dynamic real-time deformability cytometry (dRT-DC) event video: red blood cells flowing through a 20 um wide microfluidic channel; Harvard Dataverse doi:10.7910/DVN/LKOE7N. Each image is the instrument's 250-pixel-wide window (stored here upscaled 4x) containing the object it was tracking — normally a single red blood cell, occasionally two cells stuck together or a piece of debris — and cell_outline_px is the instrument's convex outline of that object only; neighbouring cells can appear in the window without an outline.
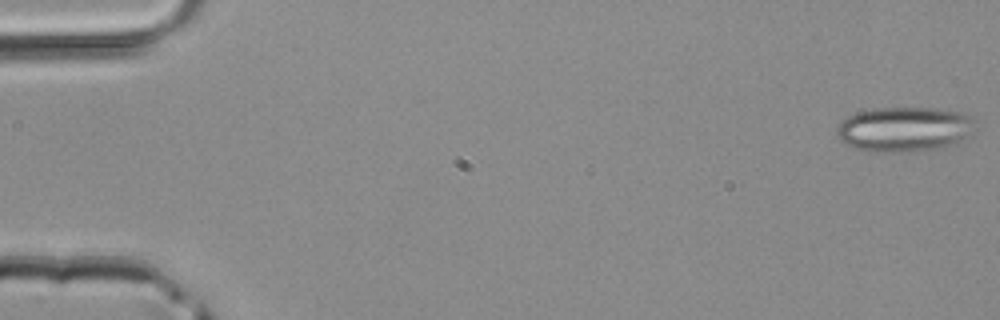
{"species": "common noctule bat (a hibernating species)", "species_latin": "Nyctalus noctula", "temperature_condition": "room temperature", "stored_images_in_passage": 4, "camera_frame_rate_fps": 3000, "um_per_image_px": 0.085, "animal": {"sex": "male", "body_mass_g": 20.4}, "frame": {"image": 1, "passage_image": 1, "time_ms": 0.0, "image_size_px": [1000, 320], "cell_outline_px": [[972, 120], [968, 132], [956, 144], [932, 148], [900, 152], [868, 152], [844, 144], [836, 136], [836, 128], [840, 120], [848, 116], [860, 112], [876, 108], [936, 108], [964, 112], [972, 116]], "centroid_in_image_um": [76.76, 10.97], "position_along_channel_um": 8.2, "area_um2": 35.84}}